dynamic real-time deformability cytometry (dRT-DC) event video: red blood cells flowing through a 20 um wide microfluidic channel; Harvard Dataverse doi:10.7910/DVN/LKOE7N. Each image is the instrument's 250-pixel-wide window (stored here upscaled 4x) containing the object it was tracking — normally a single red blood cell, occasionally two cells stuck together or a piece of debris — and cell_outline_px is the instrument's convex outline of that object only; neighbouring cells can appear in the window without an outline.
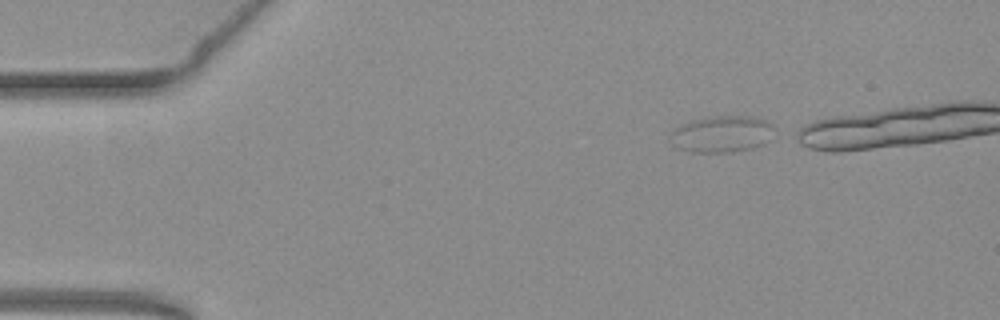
{"species": "common noctule bat (a hibernating species)", "species_latin": "Nyctalus noctula", "temperature_condition": "warm", "stored_images_in_passage": 6, "camera_frame_rate_fps": 3000, "um_per_image_px": 0.085, "animal": {"sex": "female", "body_mass_g": 19.3, "forearm_length_mm": 54.1}, "frame": {"image": 1, "passage_image": 1, "time_ms": 0.0, "image_size_px": [1000, 320], "cell_outline_px": [[776, 128], [768, 140], [764, 144], [752, 148], [732, 152], [692, 152], [676, 148], [668, 140], [668, 136], [680, 124], [704, 116], [748, 116], [768, 120]], "centroid_in_image_um": [61.33, 11.39], "position_along_channel_um": 23.7, "area_um2": 22.6}}